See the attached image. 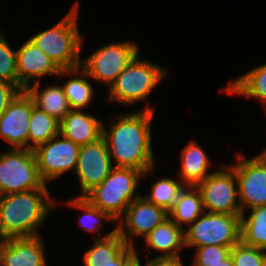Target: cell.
I'll list each match as a JSON object with an SVG mask.
<instances>
[{
	"instance_id": "obj_2",
	"label": "cell",
	"mask_w": 266,
	"mask_h": 266,
	"mask_svg": "<svg viewBox=\"0 0 266 266\" xmlns=\"http://www.w3.org/2000/svg\"><path fill=\"white\" fill-rule=\"evenodd\" d=\"M58 204L49 189L0 196V240L39 236L38 226Z\"/></svg>"
},
{
	"instance_id": "obj_17",
	"label": "cell",
	"mask_w": 266,
	"mask_h": 266,
	"mask_svg": "<svg viewBox=\"0 0 266 266\" xmlns=\"http://www.w3.org/2000/svg\"><path fill=\"white\" fill-rule=\"evenodd\" d=\"M136 252L135 246H129L116 230L111 236L94 241L85 252L84 266H124Z\"/></svg>"
},
{
	"instance_id": "obj_21",
	"label": "cell",
	"mask_w": 266,
	"mask_h": 266,
	"mask_svg": "<svg viewBox=\"0 0 266 266\" xmlns=\"http://www.w3.org/2000/svg\"><path fill=\"white\" fill-rule=\"evenodd\" d=\"M39 86L40 82L33 83L26 91L35 106L60 121L71 110L62 86L51 84L41 90Z\"/></svg>"
},
{
	"instance_id": "obj_15",
	"label": "cell",
	"mask_w": 266,
	"mask_h": 266,
	"mask_svg": "<svg viewBox=\"0 0 266 266\" xmlns=\"http://www.w3.org/2000/svg\"><path fill=\"white\" fill-rule=\"evenodd\" d=\"M18 87L23 91L40 82L42 76H58L61 69L29 39L16 51Z\"/></svg>"
},
{
	"instance_id": "obj_11",
	"label": "cell",
	"mask_w": 266,
	"mask_h": 266,
	"mask_svg": "<svg viewBox=\"0 0 266 266\" xmlns=\"http://www.w3.org/2000/svg\"><path fill=\"white\" fill-rule=\"evenodd\" d=\"M79 149V145L60 134L36 147L33 152L41 179L45 183L52 182L68 171L73 170V173L76 169Z\"/></svg>"
},
{
	"instance_id": "obj_9",
	"label": "cell",
	"mask_w": 266,
	"mask_h": 266,
	"mask_svg": "<svg viewBox=\"0 0 266 266\" xmlns=\"http://www.w3.org/2000/svg\"><path fill=\"white\" fill-rule=\"evenodd\" d=\"M237 162L228 164L235 172L242 214L266 205V155L263 151L247 159L237 153Z\"/></svg>"
},
{
	"instance_id": "obj_27",
	"label": "cell",
	"mask_w": 266,
	"mask_h": 266,
	"mask_svg": "<svg viewBox=\"0 0 266 266\" xmlns=\"http://www.w3.org/2000/svg\"><path fill=\"white\" fill-rule=\"evenodd\" d=\"M67 204L76 209L84 211L79 219V225L81 229L86 231L87 233H98V239L111 236L117 230V228H115L113 231L100 236L102 233L101 227L104 220H108L110 222L115 221L107 213L92 205L85 197L76 196L73 199L67 201Z\"/></svg>"
},
{
	"instance_id": "obj_20",
	"label": "cell",
	"mask_w": 266,
	"mask_h": 266,
	"mask_svg": "<svg viewBox=\"0 0 266 266\" xmlns=\"http://www.w3.org/2000/svg\"><path fill=\"white\" fill-rule=\"evenodd\" d=\"M211 160L208 158L206 151L200 147L194 140L190 141L181 153V169L180 181L185 186L196 187L200 184L209 174L213 173L209 168L211 167Z\"/></svg>"
},
{
	"instance_id": "obj_29",
	"label": "cell",
	"mask_w": 266,
	"mask_h": 266,
	"mask_svg": "<svg viewBox=\"0 0 266 266\" xmlns=\"http://www.w3.org/2000/svg\"><path fill=\"white\" fill-rule=\"evenodd\" d=\"M0 30V81H6L18 86L17 54L12 50Z\"/></svg>"
},
{
	"instance_id": "obj_33",
	"label": "cell",
	"mask_w": 266,
	"mask_h": 266,
	"mask_svg": "<svg viewBox=\"0 0 266 266\" xmlns=\"http://www.w3.org/2000/svg\"><path fill=\"white\" fill-rule=\"evenodd\" d=\"M147 266H183L180 256L177 257H163L157 256L148 260Z\"/></svg>"
},
{
	"instance_id": "obj_6",
	"label": "cell",
	"mask_w": 266,
	"mask_h": 266,
	"mask_svg": "<svg viewBox=\"0 0 266 266\" xmlns=\"http://www.w3.org/2000/svg\"><path fill=\"white\" fill-rule=\"evenodd\" d=\"M35 189H48L41 179L36 157L30 149H12L0 154V196Z\"/></svg>"
},
{
	"instance_id": "obj_30",
	"label": "cell",
	"mask_w": 266,
	"mask_h": 266,
	"mask_svg": "<svg viewBox=\"0 0 266 266\" xmlns=\"http://www.w3.org/2000/svg\"><path fill=\"white\" fill-rule=\"evenodd\" d=\"M230 255L234 266H265L263 250L241 240L231 248Z\"/></svg>"
},
{
	"instance_id": "obj_32",
	"label": "cell",
	"mask_w": 266,
	"mask_h": 266,
	"mask_svg": "<svg viewBox=\"0 0 266 266\" xmlns=\"http://www.w3.org/2000/svg\"><path fill=\"white\" fill-rule=\"evenodd\" d=\"M21 91L16 84L0 81V116Z\"/></svg>"
},
{
	"instance_id": "obj_7",
	"label": "cell",
	"mask_w": 266,
	"mask_h": 266,
	"mask_svg": "<svg viewBox=\"0 0 266 266\" xmlns=\"http://www.w3.org/2000/svg\"><path fill=\"white\" fill-rule=\"evenodd\" d=\"M241 215L204 212L185 229V248L206 245L232 248L240 241Z\"/></svg>"
},
{
	"instance_id": "obj_24",
	"label": "cell",
	"mask_w": 266,
	"mask_h": 266,
	"mask_svg": "<svg viewBox=\"0 0 266 266\" xmlns=\"http://www.w3.org/2000/svg\"><path fill=\"white\" fill-rule=\"evenodd\" d=\"M223 90L228 94L255 98L261 101L266 109V64L255 67L234 79Z\"/></svg>"
},
{
	"instance_id": "obj_12",
	"label": "cell",
	"mask_w": 266,
	"mask_h": 266,
	"mask_svg": "<svg viewBox=\"0 0 266 266\" xmlns=\"http://www.w3.org/2000/svg\"><path fill=\"white\" fill-rule=\"evenodd\" d=\"M113 167L106 142L102 137L94 143L80 146L74 171L81 189L79 197H84L95 186L100 185Z\"/></svg>"
},
{
	"instance_id": "obj_34",
	"label": "cell",
	"mask_w": 266,
	"mask_h": 266,
	"mask_svg": "<svg viewBox=\"0 0 266 266\" xmlns=\"http://www.w3.org/2000/svg\"><path fill=\"white\" fill-rule=\"evenodd\" d=\"M137 252L125 263L124 266H142ZM147 266V263L144 264Z\"/></svg>"
},
{
	"instance_id": "obj_19",
	"label": "cell",
	"mask_w": 266,
	"mask_h": 266,
	"mask_svg": "<svg viewBox=\"0 0 266 266\" xmlns=\"http://www.w3.org/2000/svg\"><path fill=\"white\" fill-rule=\"evenodd\" d=\"M147 246L161 253L163 257L180 256L185 246V229L179 227L169 217L144 237Z\"/></svg>"
},
{
	"instance_id": "obj_4",
	"label": "cell",
	"mask_w": 266,
	"mask_h": 266,
	"mask_svg": "<svg viewBox=\"0 0 266 266\" xmlns=\"http://www.w3.org/2000/svg\"><path fill=\"white\" fill-rule=\"evenodd\" d=\"M76 2L68 14L53 27L39 31L29 40L50 57L60 69L81 66L82 35L78 29Z\"/></svg>"
},
{
	"instance_id": "obj_13",
	"label": "cell",
	"mask_w": 266,
	"mask_h": 266,
	"mask_svg": "<svg viewBox=\"0 0 266 266\" xmlns=\"http://www.w3.org/2000/svg\"><path fill=\"white\" fill-rule=\"evenodd\" d=\"M168 218V212L142 195L126 209L124 216L117 222V231L124 241L134 247V238L147 236L155 227Z\"/></svg>"
},
{
	"instance_id": "obj_1",
	"label": "cell",
	"mask_w": 266,
	"mask_h": 266,
	"mask_svg": "<svg viewBox=\"0 0 266 266\" xmlns=\"http://www.w3.org/2000/svg\"><path fill=\"white\" fill-rule=\"evenodd\" d=\"M154 114V107L148 104L141 111L115 115L117 119L111 120L109 130L103 124L102 138L116 167L135 168L143 173L156 167L151 144Z\"/></svg>"
},
{
	"instance_id": "obj_31",
	"label": "cell",
	"mask_w": 266,
	"mask_h": 266,
	"mask_svg": "<svg viewBox=\"0 0 266 266\" xmlns=\"http://www.w3.org/2000/svg\"><path fill=\"white\" fill-rule=\"evenodd\" d=\"M192 265H216L230 255L231 248L225 246L206 245L196 247Z\"/></svg>"
},
{
	"instance_id": "obj_36",
	"label": "cell",
	"mask_w": 266,
	"mask_h": 266,
	"mask_svg": "<svg viewBox=\"0 0 266 266\" xmlns=\"http://www.w3.org/2000/svg\"><path fill=\"white\" fill-rule=\"evenodd\" d=\"M262 250L264 253V260H265V266H266V246Z\"/></svg>"
},
{
	"instance_id": "obj_18",
	"label": "cell",
	"mask_w": 266,
	"mask_h": 266,
	"mask_svg": "<svg viewBox=\"0 0 266 266\" xmlns=\"http://www.w3.org/2000/svg\"><path fill=\"white\" fill-rule=\"evenodd\" d=\"M103 123L81 109H71L59 123V134L79 146L94 143L102 137Z\"/></svg>"
},
{
	"instance_id": "obj_35",
	"label": "cell",
	"mask_w": 266,
	"mask_h": 266,
	"mask_svg": "<svg viewBox=\"0 0 266 266\" xmlns=\"http://www.w3.org/2000/svg\"><path fill=\"white\" fill-rule=\"evenodd\" d=\"M192 266H234L231 255H229L227 258H225L221 264L216 265H192Z\"/></svg>"
},
{
	"instance_id": "obj_23",
	"label": "cell",
	"mask_w": 266,
	"mask_h": 266,
	"mask_svg": "<svg viewBox=\"0 0 266 266\" xmlns=\"http://www.w3.org/2000/svg\"><path fill=\"white\" fill-rule=\"evenodd\" d=\"M204 212L201 194L197 187L185 186L168 211V217L179 227L186 229Z\"/></svg>"
},
{
	"instance_id": "obj_8",
	"label": "cell",
	"mask_w": 266,
	"mask_h": 266,
	"mask_svg": "<svg viewBox=\"0 0 266 266\" xmlns=\"http://www.w3.org/2000/svg\"><path fill=\"white\" fill-rule=\"evenodd\" d=\"M138 53V45L134 41L112 42L81 59V67L87 72L89 79L110 87Z\"/></svg>"
},
{
	"instance_id": "obj_16",
	"label": "cell",
	"mask_w": 266,
	"mask_h": 266,
	"mask_svg": "<svg viewBox=\"0 0 266 266\" xmlns=\"http://www.w3.org/2000/svg\"><path fill=\"white\" fill-rule=\"evenodd\" d=\"M42 237L0 240V266H47Z\"/></svg>"
},
{
	"instance_id": "obj_22",
	"label": "cell",
	"mask_w": 266,
	"mask_h": 266,
	"mask_svg": "<svg viewBox=\"0 0 266 266\" xmlns=\"http://www.w3.org/2000/svg\"><path fill=\"white\" fill-rule=\"evenodd\" d=\"M67 74L74 76L62 85L70 108L81 110L87 108L95 94L91 83L87 80L89 78L87 72L81 66L73 69H61L58 77L63 75L65 77Z\"/></svg>"
},
{
	"instance_id": "obj_14",
	"label": "cell",
	"mask_w": 266,
	"mask_h": 266,
	"mask_svg": "<svg viewBox=\"0 0 266 266\" xmlns=\"http://www.w3.org/2000/svg\"><path fill=\"white\" fill-rule=\"evenodd\" d=\"M34 105L32 97L23 90L0 116V138L12 149H28L29 120Z\"/></svg>"
},
{
	"instance_id": "obj_10",
	"label": "cell",
	"mask_w": 266,
	"mask_h": 266,
	"mask_svg": "<svg viewBox=\"0 0 266 266\" xmlns=\"http://www.w3.org/2000/svg\"><path fill=\"white\" fill-rule=\"evenodd\" d=\"M199 190L205 212L242 215L238 198V184L234 170L227 164L209 174Z\"/></svg>"
},
{
	"instance_id": "obj_26",
	"label": "cell",
	"mask_w": 266,
	"mask_h": 266,
	"mask_svg": "<svg viewBox=\"0 0 266 266\" xmlns=\"http://www.w3.org/2000/svg\"><path fill=\"white\" fill-rule=\"evenodd\" d=\"M249 217L241 215L240 240L249 246H266V205L250 209Z\"/></svg>"
},
{
	"instance_id": "obj_28",
	"label": "cell",
	"mask_w": 266,
	"mask_h": 266,
	"mask_svg": "<svg viewBox=\"0 0 266 266\" xmlns=\"http://www.w3.org/2000/svg\"><path fill=\"white\" fill-rule=\"evenodd\" d=\"M185 185L182 181H177L169 177H162L152 186L149 194L143 197L151 203L164 208L167 212L172 208L180 192Z\"/></svg>"
},
{
	"instance_id": "obj_3",
	"label": "cell",
	"mask_w": 266,
	"mask_h": 266,
	"mask_svg": "<svg viewBox=\"0 0 266 266\" xmlns=\"http://www.w3.org/2000/svg\"><path fill=\"white\" fill-rule=\"evenodd\" d=\"M155 167L146 172L135 168L114 167L100 185L95 186L84 197L94 206L118 222L127 207L141 194L136 189L139 181L149 175Z\"/></svg>"
},
{
	"instance_id": "obj_25",
	"label": "cell",
	"mask_w": 266,
	"mask_h": 266,
	"mask_svg": "<svg viewBox=\"0 0 266 266\" xmlns=\"http://www.w3.org/2000/svg\"><path fill=\"white\" fill-rule=\"evenodd\" d=\"M29 122L28 149L30 150H34L59 134L60 121L35 105L32 108Z\"/></svg>"
},
{
	"instance_id": "obj_5",
	"label": "cell",
	"mask_w": 266,
	"mask_h": 266,
	"mask_svg": "<svg viewBox=\"0 0 266 266\" xmlns=\"http://www.w3.org/2000/svg\"><path fill=\"white\" fill-rule=\"evenodd\" d=\"M167 68L141 59L139 53L109 87L108 101L124 105L145 100L168 74Z\"/></svg>"
}]
</instances>
